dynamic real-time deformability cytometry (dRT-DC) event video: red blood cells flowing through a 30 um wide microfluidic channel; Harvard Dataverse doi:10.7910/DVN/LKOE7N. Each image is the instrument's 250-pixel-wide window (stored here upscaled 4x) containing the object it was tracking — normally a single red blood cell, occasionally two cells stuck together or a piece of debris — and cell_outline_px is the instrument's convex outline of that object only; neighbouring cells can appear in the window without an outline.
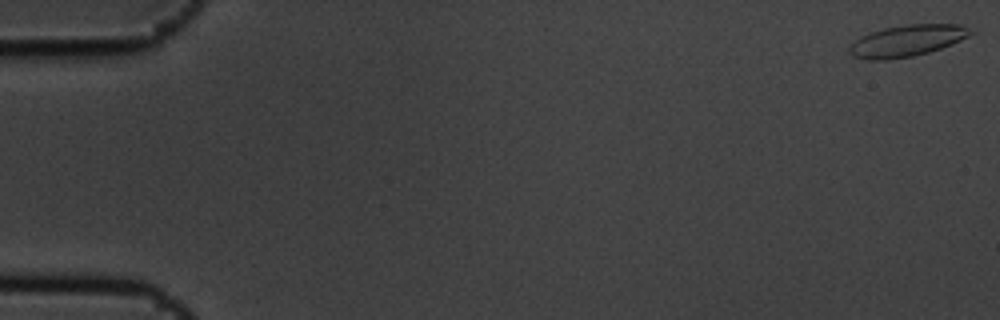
{"species": "common noctule bat (a hibernating species)", "species_latin": "Nyctalus noctula", "temperature_condition": "cold", "stored_images_in_passage": 5, "camera_frame_rate_fps": 3000, "um_per_image_px": 0.085, "animal": {"sex": "male", "body_mass_g": 19.5, "forearm_length_mm": 54.6}, "frame": {"image": 1, "passage_image": 1, "time_ms": 0.0, "image_size_px": [1000, 320], "cell_outline_px": [[976, 32], [952, 44], [928, 52], [912, 56], [888, 60], [868, 60], [852, 56], [848, 52], [848, 48], [860, 36], [884, 28], [908, 24], [960, 24]], "centroid_in_image_um": [77.08, 3.47], "position_along_channel_um": 7.9, "area_um2": 22.2}}